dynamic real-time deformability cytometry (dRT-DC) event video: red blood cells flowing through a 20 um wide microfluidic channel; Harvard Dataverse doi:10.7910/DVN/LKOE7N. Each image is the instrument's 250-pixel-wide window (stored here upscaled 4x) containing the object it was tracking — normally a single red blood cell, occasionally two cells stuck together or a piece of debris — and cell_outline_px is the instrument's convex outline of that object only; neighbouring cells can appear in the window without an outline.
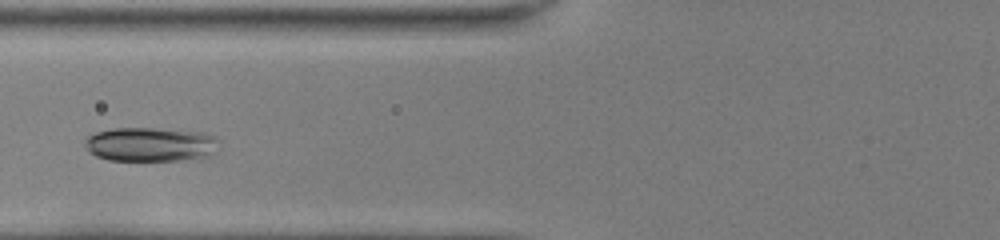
{"species": "common noctule bat (a hibernating species)", "species_latin": "Nyctalus noctula", "temperature_condition": "room temperature", "stored_images_in_passage": 41, "camera_frame_rate_fps": 3000, "um_per_image_px": 0.085, "animal": {"sex": "female", "body_mass_g": 22.0, "forearm_length_mm": 56.7}, "frame": {"image": 1, "passage_image": 12, "time_ms": 3.667, "image_size_px": [1000, 240], "cell_outline_px": [[216, 140], [208, 156], [180, 160], [108, 160], [96, 156], [88, 152], [84, 144], [84, 140], [88, 136], [96, 132], [112, 128], [152, 128], [204, 132], [212, 136]], "centroid_in_image_um": [12.66, 12.26], "position_along_channel_um": 113.1, "area_um2": 26.3}}
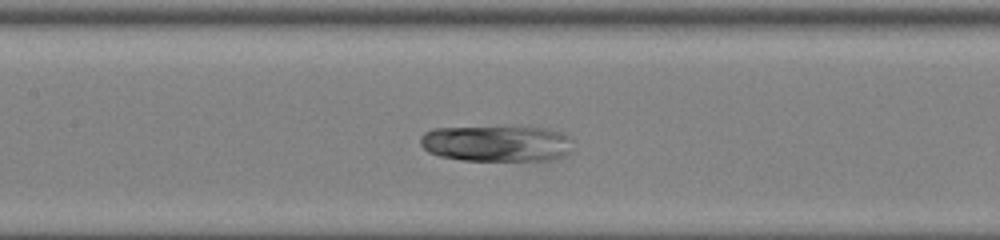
{"frame": {"image": 2, "passage_image": 16, "time_ms": 5.0, "image_size_px": [1000, 240], "cell_outline_px": [[572, 140], [568, 152], [564, 156], [552, 160], [464, 160], [440, 156], [428, 152], [420, 144], [420, 136], [424, 132], [432, 128], [548, 128], [560, 132]], "centroid_in_image_um": [42.18, 12.21], "position_along_channel_um": 165.2, "area_um2": 31.67}}